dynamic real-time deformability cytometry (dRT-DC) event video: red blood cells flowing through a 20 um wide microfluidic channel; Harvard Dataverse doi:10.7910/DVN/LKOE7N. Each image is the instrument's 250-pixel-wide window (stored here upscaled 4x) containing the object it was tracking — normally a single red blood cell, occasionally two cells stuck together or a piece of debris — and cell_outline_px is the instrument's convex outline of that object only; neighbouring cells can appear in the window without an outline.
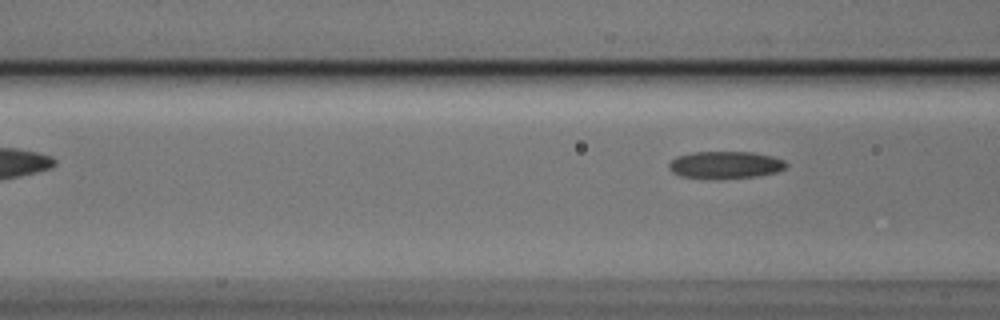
{"species": "Egyptian fruit bat (a non-hibernating species)", "species_latin": "Rousettus aegyptiacus", "temperature_condition": "cold", "stored_images_in_passage": 3, "camera_frame_rate_fps": 3000, "um_per_image_px": 0.085, "animal": {"sex": "male"}, "frame": {"image": 1, "passage_image": 3, "time_ms": 0.667, "image_size_px": [1000, 320], "cell_outline_px": [[788, 164], [784, 168], [776, 172], [756, 176], [680, 176], [672, 172], [668, 168], [668, 164], [676, 156], [692, 152], [752, 152], [772, 156], [784, 160]], "centroid_in_image_um": [61.65, 13.96], "position_along_channel_um": 104.9, "area_um2": 17.8}}